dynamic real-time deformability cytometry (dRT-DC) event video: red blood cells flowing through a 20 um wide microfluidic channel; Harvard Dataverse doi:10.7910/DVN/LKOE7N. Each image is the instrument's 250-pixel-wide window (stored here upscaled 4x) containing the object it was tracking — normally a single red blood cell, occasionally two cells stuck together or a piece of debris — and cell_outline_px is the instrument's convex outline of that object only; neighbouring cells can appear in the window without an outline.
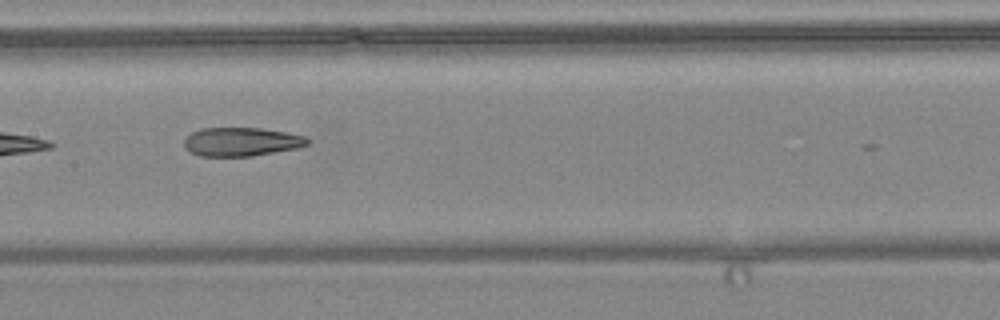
{"species": "common noctule bat (a hibernating species)", "species_latin": "Nyctalus noctula", "temperature_condition": "warm", "stored_images_in_passage": 7, "camera_frame_rate_fps": 3000, "um_per_image_px": 0.085, "animal": {"sex": "female", "body_mass_g": 24.6, "forearm_length_mm": 56.2}, "frame": {"image": 1, "passage_image": 7, "time_ms": 7.0, "image_size_px": [1000, 320], "cell_outline_px": [[312, 140], [308, 144], [296, 148], [252, 156], [200, 156], [184, 148], [184, 140], [192, 132], [200, 128], [260, 128], [284, 132], [304, 136]], "centroid_in_image_um": [20.51, 12.05], "position_along_channel_um": 186.9, "area_um2": 20.52}}